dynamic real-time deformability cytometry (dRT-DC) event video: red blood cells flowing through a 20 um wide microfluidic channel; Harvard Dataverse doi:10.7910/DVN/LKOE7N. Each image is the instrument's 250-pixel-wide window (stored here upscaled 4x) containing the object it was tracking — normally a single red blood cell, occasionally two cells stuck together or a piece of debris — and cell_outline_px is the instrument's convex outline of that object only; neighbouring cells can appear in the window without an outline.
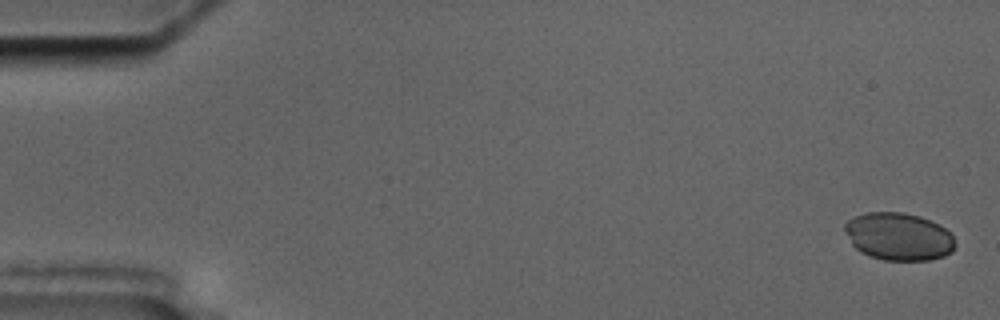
{"species": "common noctule bat (a hibernating species)", "species_latin": "Nyctalus noctula", "temperature_condition": "cold", "stored_images_in_passage": 6, "camera_frame_rate_fps": 3000, "um_per_image_px": 0.085, "animal": {"sex": "male", "body_mass_g": 17.5, "forearm_length_mm": 52.3}, "frame": {"image": 1, "passage_image": 1, "time_ms": 0.0, "image_size_px": [1000, 320], "cell_outline_px": [[956, 244], [952, 252], [944, 256], [928, 260], [884, 260], [860, 252], [852, 244], [844, 232], [844, 224], [848, 220], [856, 216], [868, 212], [904, 212], [920, 216], [944, 228], [952, 236]], "centroid_in_image_um": [76.37, 20.1], "position_along_channel_um": 8.6, "area_um2": 30.52}}